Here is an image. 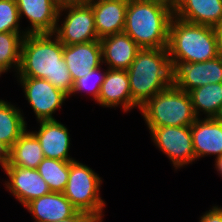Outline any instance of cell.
I'll return each mask as SVG.
<instances>
[{
    "label": "cell",
    "mask_w": 222,
    "mask_h": 222,
    "mask_svg": "<svg viewBox=\"0 0 222 222\" xmlns=\"http://www.w3.org/2000/svg\"><path fill=\"white\" fill-rule=\"evenodd\" d=\"M16 77L46 79L68 96L74 85L63 57V44L54 33L24 36Z\"/></svg>",
    "instance_id": "1"
},
{
    "label": "cell",
    "mask_w": 222,
    "mask_h": 222,
    "mask_svg": "<svg viewBox=\"0 0 222 222\" xmlns=\"http://www.w3.org/2000/svg\"><path fill=\"white\" fill-rule=\"evenodd\" d=\"M173 8L152 0H128L124 33L141 48H167Z\"/></svg>",
    "instance_id": "2"
},
{
    "label": "cell",
    "mask_w": 222,
    "mask_h": 222,
    "mask_svg": "<svg viewBox=\"0 0 222 222\" xmlns=\"http://www.w3.org/2000/svg\"><path fill=\"white\" fill-rule=\"evenodd\" d=\"M172 66L167 48H141L127 69L133 102L142 107L172 85Z\"/></svg>",
    "instance_id": "3"
},
{
    "label": "cell",
    "mask_w": 222,
    "mask_h": 222,
    "mask_svg": "<svg viewBox=\"0 0 222 222\" xmlns=\"http://www.w3.org/2000/svg\"><path fill=\"white\" fill-rule=\"evenodd\" d=\"M167 50L170 60L195 63L214 59L219 55L217 30L173 16L169 25Z\"/></svg>",
    "instance_id": "4"
},
{
    "label": "cell",
    "mask_w": 222,
    "mask_h": 222,
    "mask_svg": "<svg viewBox=\"0 0 222 222\" xmlns=\"http://www.w3.org/2000/svg\"><path fill=\"white\" fill-rule=\"evenodd\" d=\"M147 127L191 126L198 118L188 92L171 85L139 109Z\"/></svg>",
    "instance_id": "5"
},
{
    "label": "cell",
    "mask_w": 222,
    "mask_h": 222,
    "mask_svg": "<svg viewBox=\"0 0 222 222\" xmlns=\"http://www.w3.org/2000/svg\"><path fill=\"white\" fill-rule=\"evenodd\" d=\"M102 183L101 177L86 164L70 161L69 178L63 194L78 211L103 221L106 203L100 196Z\"/></svg>",
    "instance_id": "6"
},
{
    "label": "cell",
    "mask_w": 222,
    "mask_h": 222,
    "mask_svg": "<svg viewBox=\"0 0 222 222\" xmlns=\"http://www.w3.org/2000/svg\"><path fill=\"white\" fill-rule=\"evenodd\" d=\"M63 14L65 15L62 20L61 17ZM59 21L61 24H59ZM54 34L63 45L100 40L96 33L94 13L91 4L88 2L60 6L58 23Z\"/></svg>",
    "instance_id": "7"
},
{
    "label": "cell",
    "mask_w": 222,
    "mask_h": 222,
    "mask_svg": "<svg viewBox=\"0 0 222 222\" xmlns=\"http://www.w3.org/2000/svg\"><path fill=\"white\" fill-rule=\"evenodd\" d=\"M153 144L170 160L177 171L195 163L190 126L148 127Z\"/></svg>",
    "instance_id": "8"
},
{
    "label": "cell",
    "mask_w": 222,
    "mask_h": 222,
    "mask_svg": "<svg viewBox=\"0 0 222 222\" xmlns=\"http://www.w3.org/2000/svg\"><path fill=\"white\" fill-rule=\"evenodd\" d=\"M17 83L34 111L37 122L56 120L54 113L61 109L69 98L62 90L55 88L48 80L31 77H17Z\"/></svg>",
    "instance_id": "9"
},
{
    "label": "cell",
    "mask_w": 222,
    "mask_h": 222,
    "mask_svg": "<svg viewBox=\"0 0 222 222\" xmlns=\"http://www.w3.org/2000/svg\"><path fill=\"white\" fill-rule=\"evenodd\" d=\"M172 85L185 92L198 87L222 83V56L204 62L170 60Z\"/></svg>",
    "instance_id": "10"
},
{
    "label": "cell",
    "mask_w": 222,
    "mask_h": 222,
    "mask_svg": "<svg viewBox=\"0 0 222 222\" xmlns=\"http://www.w3.org/2000/svg\"><path fill=\"white\" fill-rule=\"evenodd\" d=\"M3 172L9 178H7V181H4V187L24 207L32 200L51 192L37 169L6 166Z\"/></svg>",
    "instance_id": "11"
},
{
    "label": "cell",
    "mask_w": 222,
    "mask_h": 222,
    "mask_svg": "<svg viewBox=\"0 0 222 222\" xmlns=\"http://www.w3.org/2000/svg\"><path fill=\"white\" fill-rule=\"evenodd\" d=\"M20 20L27 18L31 24L26 34L54 33L58 23L59 5L55 0H15Z\"/></svg>",
    "instance_id": "12"
},
{
    "label": "cell",
    "mask_w": 222,
    "mask_h": 222,
    "mask_svg": "<svg viewBox=\"0 0 222 222\" xmlns=\"http://www.w3.org/2000/svg\"><path fill=\"white\" fill-rule=\"evenodd\" d=\"M96 103L103 108L121 107L126 113L138 108L132 100L127 70L107 68Z\"/></svg>",
    "instance_id": "13"
},
{
    "label": "cell",
    "mask_w": 222,
    "mask_h": 222,
    "mask_svg": "<svg viewBox=\"0 0 222 222\" xmlns=\"http://www.w3.org/2000/svg\"><path fill=\"white\" fill-rule=\"evenodd\" d=\"M38 131H31L39 140L45 158L74 161L69 155V129L58 120L39 121Z\"/></svg>",
    "instance_id": "14"
},
{
    "label": "cell",
    "mask_w": 222,
    "mask_h": 222,
    "mask_svg": "<svg viewBox=\"0 0 222 222\" xmlns=\"http://www.w3.org/2000/svg\"><path fill=\"white\" fill-rule=\"evenodd\" d=\"M63 57L74 82L103 65L100 40L63 45Z\"/></svg>",
    "instance_id": "15"
},
{
    "label": "cell",
    "mask_w": 222,
    "mask_h": 222,
    "mask_svg": "<svg viewBox=\"0 0 222 222\" xmlns=\"http://www.w3.org/2000/svg\"><path fill=\"white\" fill-rule=\"evenodd\" d=\"M196 161L202 157L222 155V121L216 118H197L190 126Z\"/></svg>",
    "instance_id": "16"
},
{
    "label": "cell",
    "mask_w": 222,
    "mask_h": 222,
    "mask_svg": "<svg viewBox=\"0 0 222 222\" xmlns=\"http://www.w3.org/2000/svg\"><path fill=\"white\" fill-rule=\"evenodd\" d=\"M89 3L99 39L124 31L128 0H89Z\"/></svg>",
    "instance_id": "17"
},
{
    "label": "cell",
    "mask_w": 222,
    "mask_h": 222,
    "mask_svg": "<svg viewBox=\"0 0 222 222\" xmlns=\"http://www.w3.org/2000/svg\"><path fill=\"white\" fill-rule=\"evenodd\" d=\"M102 62L109 69L127 70L141 47L126 33L112 34L100 39Z\"/></svg>",
    "instance_id": "18"
},
{
    "label": "cell",
    "mask_w": 222,
    "mask_h": 222,
    "mask_svg": "<svg viewBox=\"0 0 222 222\" xmlns=\"http://www.w3.org/2000/svg\"><path fill=\"white\" fill-rule=\"evenodd\" d=\"M174 16L192 24L222 25V0H178Z\"/></svg>",
    "instance_id": "19"
},
{
    "label": "cell",
    "mask_w": 222,
    "mask_h": 222,
    "mask_svg": "<svg viewBox=\"0 0 222 222\" xmlns=\"http://www.w3.org/2000/svg\"><path fill=\"white\" fill-rule=\"evenodd\" d=\"M28 210L34 222H55L73 216L78 210L63 193L50 192L29 202Z\"/></svg>",
    "instance_id": "20"
},
{
    "label": "cell",
    "mask_w": 222,
    "mask_h": 222,
    "mask_svg": "<svg viewBox=\"0 0 222 222\" xmlns=\"http://www.w3.org/2000/svg\"><path fill=\"white\" fill-rule=\"evenodd\" d=\"M44 158L39 140L27 128L9 149L7 166L37 169Z\"/></svg>",
    "instance_id": "21"
},
{
    "label": "cell",
    "mask_w": 222,
    "mask_h": 222,
    "mask_svg": "<svg viewBox=\"0 0 222 222\" xmlns=\"http://www.w3.org/2000/svg\"><path fill=\"white\" fill-rule=\"evenodd\" d=\"M21 111L11 102L0 99V143L8 150L27 129L28 124Z\"/></svg>",
    "instance_id": "22"
},
{
    "label": "cell",
    "mask_w": 222,
    "mask_h": 222,
    "mask_svg": "<svg viewBox=\"0 0 222 222\" xmlns=\"http://www.w3.org/2000/svg\"><path fill=\"white\" fill-rule=\"evenodd\" d=\"M195 114L200 118H216L222 107V83L207 84L188 92ZM202 112V113H201Z\"/></svg>",
    "instance_id": "23"
},
{
    "label": "cell",
    "mask_w": 222,
    "mask_h": 222,
    "mask_svg": "<svg viewBox=\"0 0 222 222\" xmlns=\"http://www.w3.org/2000/svg\"><path fill=\"white\" fill-rule=\"evenodd\" d=\"M37 171L51 192L63 193L69 178L70 161L44 158L39 163Z\"/></svg>",
    "instance_id": "24"
},
{
    "label": "cell",
    "mask_w": 222,
    "mask_h": 222,
    "mask_svg": "<svg viewBox=\"0 0 222 222\" xmlns=\"http://www.w3.org/2000/svg\"><path fill=\"white\" fill-rule=\"evenodd\" d=\"M23 38L21 33L0 32V66L7 72L13 69L15 76L20 67Z\"/></svg>",
    "instance_id": "25"
},
{
    "label": "cell",
    "mask_w": 222,
    "mask_h": 222,
    "mask_svg": "<svg viewBox=\"0 0 222 222\" xmlns=\"http://www.w3.org/2000/svg\"><path fill=\"white\" fill-rule=\"evenodd\" d=\"M102 65L97 69H92L90 72L78 78L73 85L72 91L68 97L74 96L75 93H88L94 101H98V97L100 94L101 86L104 81L105 75L107 73V69H103Z\"/></svg>",
    "instance_id": "26"
},
{
    "label": "cell",
    "mask_w": 222,
    "mask_h": 222,
    "mask_svg": "<svg viewBox=\"0 0 222 222\" xmlns=\"http://www.w3.org/2000/svg\"><path fill=\"white\" fill-rule=\"evenodd\" d=\"M20 22L22 21L16 1L0 0V32L21 33L26 36L25 30L20 27Z\"/></svg>",
    "instance_id": "27"
},
{
    "label": "cell",
    "mask_w": 222,
    "mask_h": 222,
    "mask_svg": "<svg viewBox=\"0 0 222 222\" xmlns=\"http://www.w3.org/2000/svg\"><path fill=\"white\" fill-rule=\"evenodd\" d=\"M199 222H222V207L219 205L212 206L200 216Z\"/></svg>",
    "instance_id": "28"
},
{
    "label": "cell",
    "mask_w": 222,
    "mask_h": 222,
    "mask_svg": "<svg viewBox=\"0 0 222 222\" xmlns=\"http://www.w3.org/2000/svg\"><path fill=\"white\" fill-rule=\"evenodd\" d=\"M55 222H100V221L87 212L77 211L73 216Z\"/></svg>",
    "instance_id": "29"
},
{
    "label": "cell",
    "mask_w": 222,
    "mask_h": 222,
    "mask_svg": "<svg viewBox=\"0 0 222 222\" xmlns=\"http://www.w3.org/2000/svg\"><path fill=\"white\" fill-rule=\"evenodd\" d=\"M8 152L9 150L0 143V166L5 169L8 164Z\"/></svg>",
    "instance_id": "30"
},
{
    "label": "cell",
    "mask_w": 222,
    "mask_h": 222,
    "mask_svg": "<svg viewBox=\"0 0 222 222\" xmlns=\"http://www.w3.org/2000/svg\"><path fill=\"white\" fill-rule=\"evenodd\" d=\"M55 2L59 6H64L68 4H81V3H88L89 0H55Z\"/></svg>",
    "instance_id": "31"
},
{
    "label": "cell",
    "mask_w": 222,
    "mask_h": 222,
    "mask_svg": "<svg viewBox=\"0 0 222 222\" xmlns=\"http://www.w3.org/2000/svg\"><path fill=\"white\" fill-rule=\"evenodd\" d=\"M215 167L216 171L218 172L219 176H222V155L215 158Z\"/></svg>",
    "instance_id": "32"
},
{
    "label": "cell",
    "mask_w": 222,
    "mask_h": 222,
    "mask_svg": "<svg viewBox=\"0 0 222 222\" xmlns=\"http://www.w3.org/2000/svg\"><path fill=\"white\" fill-rule=\"evenodd\" d=\"M218 34L219 55L222 56V25L216 28Z\"/></svg>",
    "instance_id": "33"
},
{
    "label": "cell",
    "mask_w": 222,
    "mask_h": 222,
    "mask_svg": "<svg viewBox=\"0 0 222 222\" xmlns=\"http://www.w3.org/2000/svg\"><path fill=\"white\" fill-rule=\"evenodd\" d=\"M152 1H158V2L164 3L173 9L176 7L178 3V0H152Z\"/></svg>",
    "instance_id": "34"
},
{
    "label": "cell",
    "mask_w": 222,
    "mask_h": 222,
    "mask_svg": "<svg viewBox=\"0 0 222 222\" xmlns=\"http://www.w3.org/2000/svg\"><path fill=\"white\" fill-rule=\"evenodd\" d=\"M216 119L222 121V107H221L220 112L218 113V116L216 117Z\"/></svg>",
    "instance_id": "35"
},
{
    "label": "cell",
    "mask_w": 222,
    "mask_h": 222,
    "mask_svg": "<svg viewBox=\"0 0 222 222\" xmlns=\"http://www.w3.org/2000/svg\"><path fill=\"white\" fill-rule=\"evenodd\" d=\"M4 73H7V71L0 66V77L2 76L1 74H4Z\"/></svg>",
    "instance_id": "36"
}]
</instances>
